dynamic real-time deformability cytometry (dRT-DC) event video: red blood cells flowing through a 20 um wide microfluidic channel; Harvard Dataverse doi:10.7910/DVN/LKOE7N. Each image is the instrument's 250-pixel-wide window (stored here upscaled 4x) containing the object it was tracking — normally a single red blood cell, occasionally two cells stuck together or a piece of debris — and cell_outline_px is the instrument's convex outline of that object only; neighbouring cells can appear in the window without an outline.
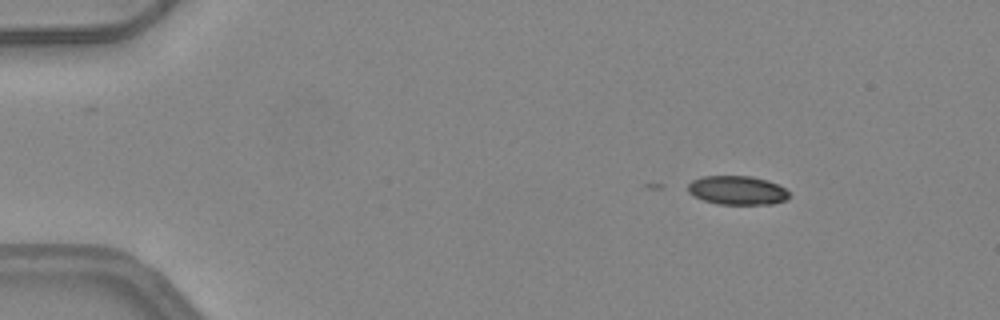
{"species": "common noctule bat (a hibernating species)", "species_latin": "Nyctalus noctula", "temperature_condition": "warm", "stored_images_in_passage": 2, "camera_frame_rate_fps": 3000, "um_per_image_px": 0.085, "animal": {"sex": "female", "body_mass_g": 24.6, "forearm_length_mm": 56.2}, "frame": {"image": 1, "passage_image": 2, "time_ms": 0.333, "image_size_px": [1000, 320], "cell_outline_px": [[788, 196], [784, 200], [772, 204], [716, 204], [692, 196], [688, 192], [688, 184], [692, 180], [704, 176], [752, 176], [768, 180], [784, 188], [788, 192]], "centroid_in_image_um": [62.62, 16.17], "position_along_channel_um": 22.4, "area_um2": 16.99}}